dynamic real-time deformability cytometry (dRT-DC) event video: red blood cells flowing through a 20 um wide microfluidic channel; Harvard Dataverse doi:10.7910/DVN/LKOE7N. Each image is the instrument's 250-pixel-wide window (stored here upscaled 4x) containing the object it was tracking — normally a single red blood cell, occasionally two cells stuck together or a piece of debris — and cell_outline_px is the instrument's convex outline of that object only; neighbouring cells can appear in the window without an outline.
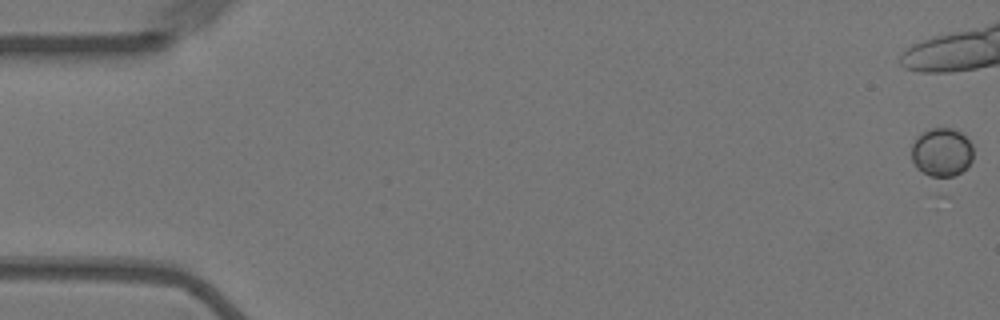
{"species": "Egyptian fruit bat (a non-hibernating species)", "species_latin": "Rousettus aegyptiacus", "temperature_condition": "warm", "stored_images_in_passage": 50, "camera_frame_rate_fps": 3000, "um_per_image_px": 0.085, "animal": {"sex": "female"}, "frame": {"image": 1, "passage_image": 1, "time_ms": 0.0, "image_size_px": [1000, 320], "cell_outline_px": [[972, 160], [960, 172], [944, 180], [940, 180], [916, 168], [912, 160], [912, 144], [924, 132], [932, 128], [952, 128], [960, 132], [972, 144]], "centroid_in_image_um": [80.05, 12.98], "position_along_channel_um": 5.0, "area_um2": 17.4}}
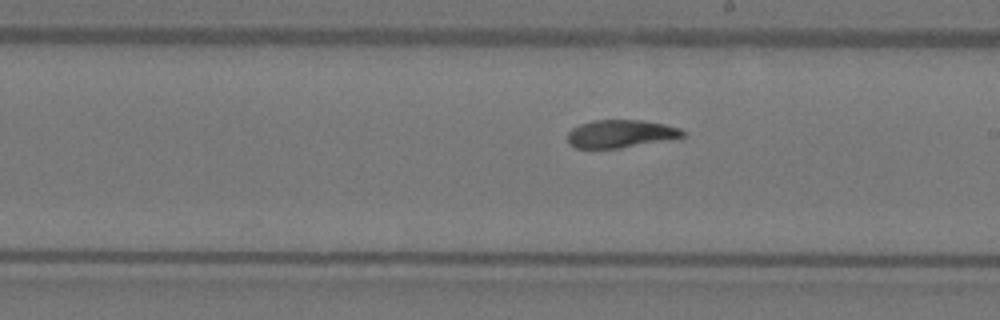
{"frame": {"image": 2, "passage_image": 27, "time_ms": 8.667, "image_size_px": [1000, 320], "cell_outline_px": [[684, 136], [620, 148], [576, 148], [568, 144], [568, 132], [572, 128], [580, 124], [592, 120], [640, 120], [664, 124], [680, 128], [684, 132]], "centroid_in_image_um": [52.69, 11.36], "position_along_channel_um": 236.3, "area_um2": 18.44}}
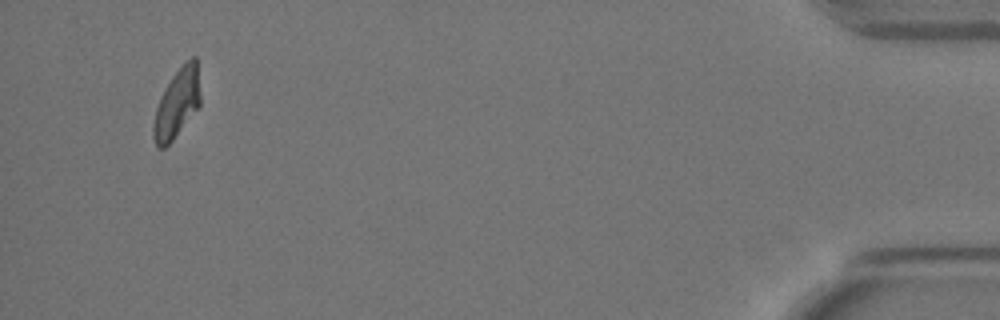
{"frame": {"image": 3, "passage_image": 49, "time_ms": 16.0, "image_size_px": [1000, 320], "cell_outline_px": [[200, 104], [172, 140], [164, 148], [156, 148], [152, 136], [152, 124], [156, 108], [160, 96], [172, 76], [192, 56], [196, 56], [200, 92]], "centroid_in_image_um": [15.01, 8.81], "position_along_channel_um": 420.2, "area_um2": 18.61}}